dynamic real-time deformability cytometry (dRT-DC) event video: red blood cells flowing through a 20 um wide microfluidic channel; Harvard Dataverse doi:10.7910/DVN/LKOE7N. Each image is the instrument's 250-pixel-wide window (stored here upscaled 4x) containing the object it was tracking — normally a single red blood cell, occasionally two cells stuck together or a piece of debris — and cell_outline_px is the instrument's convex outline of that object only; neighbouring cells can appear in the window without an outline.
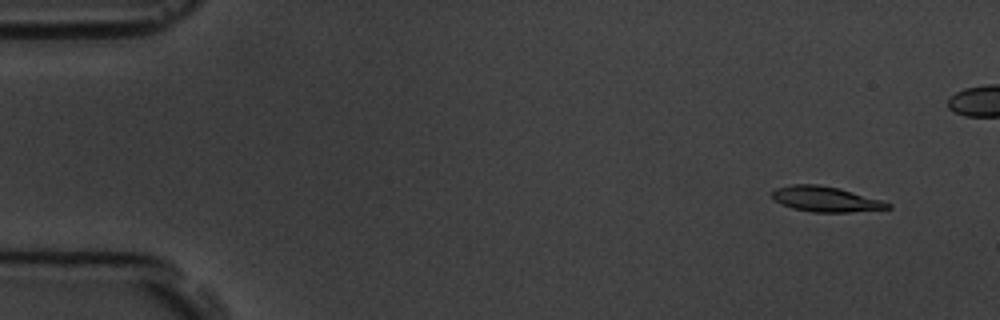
{"species": "common noctule bat (a hibernating species)", "species_latin": "Nyctalus noctula", "temperature_condition": "room temperature", "stored_images_in_passage": 8, "segment_of_instrument_passage": [1, 2], "camera_frame_rate_fps": 3000, "um_per_image_px": 0.085, "animal": {"sex": "male", "body_mass_g": 19.5, "forearm_length_mm": 54.6}, "frame": {"image": 1, "passage_image": 2, "time_ms": 1.333, "image_size_px": [1000, 320], "cell_outline_px": [[892, 208], [848, 212], [812, 212], [792, 208], [780, 204], [772, 196], [772, 192], [776, 188], [792, 184], [816, 184], [840, 188], [880, 200], [892, 204]], "centroid_in_image_um": [70.16, 16.92], "position_along_channel_um": 14.8, "area_um2": 16.94}}
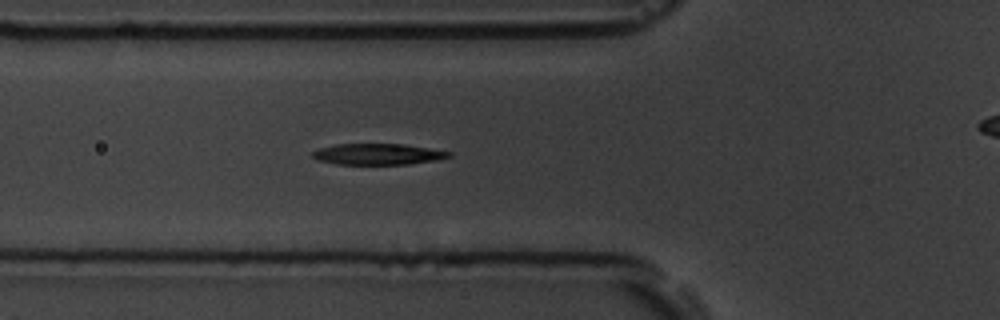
{"frame": {"image": 2, "passage_image": 7, "time_ms": 6.667, "image_size_px": [1000, 320], "cell_outline_px": [[452, 156], [436, 160], [408, 164], [336, 164], [316, 160], [312, 156], [312, 152], [320, 148], [336, 144], [404, 144], [452, 152]], "centroid_in_image_um": [32.11, 13.1], "position_along_channel_um": 93.7, "area_um2": 16.7}}